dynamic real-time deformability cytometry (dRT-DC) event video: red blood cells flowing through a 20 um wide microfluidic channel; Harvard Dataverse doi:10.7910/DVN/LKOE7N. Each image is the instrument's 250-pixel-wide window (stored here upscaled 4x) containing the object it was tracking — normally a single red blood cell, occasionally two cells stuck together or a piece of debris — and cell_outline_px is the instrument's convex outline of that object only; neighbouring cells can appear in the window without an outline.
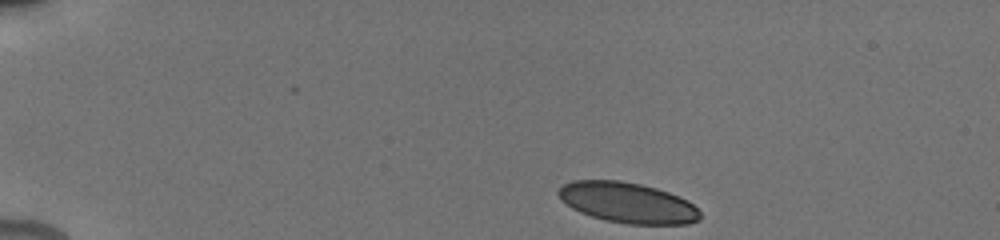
{"species": "human", "species_latin": "Homo sapiens", "temperature_condition": "cold", "stored_images_in_passage": 74, "camera_frame_rate_fps": 3000, "um_per_image_px": 0.085, "donor": {"sex": "male"}, "frame": {"image": 1, "passage_image": 1, "time_ms": 0.0, "image_size_px": [1000, 240], "cell_outline_px": [[700, 220], [688, 224], [628, 224], [604, 220], [580, 212], [572, 208], [556, 192], [564, 184], [572, 180], [620, 180], [640, 184], [656, 188], [668, 192], [688, 200], [700, 212]], "centroid_in_image_um": [53.37, 17.23], "position_along_channel_um": 31.6, "area_um2": 33.29}}
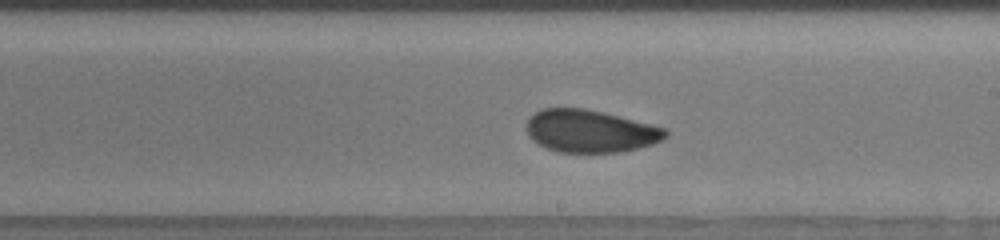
{"frame": {"image": 2, "passage_image": 61, "time_ms": 7.667, "image_size_px": [1000, 240], "cell_outline_px": [[668, 136], [652, 144], [620, 152], [556, 152], [544, 148], [532, 140], [528, 136], [528, 120], [540, 108], [584, 108], [664, 128], [668, 132]], "centroid_in_image_um": [50.12, 11.16], "position_along_channel_um": 238.9, "area_um2": 33.99}}
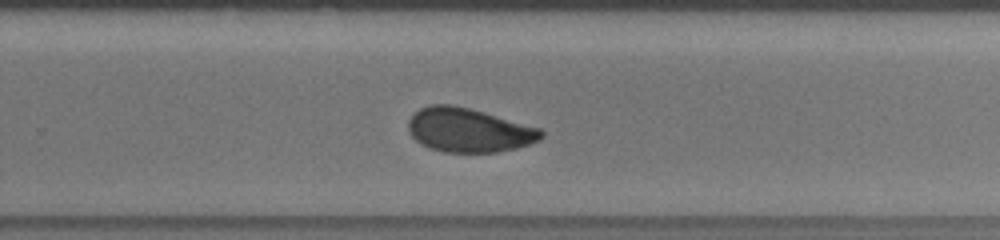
{"frame": {"image": 3, "passage_image": 73, "time_ms": 9.0, "image_size_px": [1000, 240], "cell_outline_px": [[544, 136], [540, 140], [516, 148], [496, 152], [444, 152], [428, 148], [420, 144], [408, 132], [408, 120], [420, 108], [428, 104], [452, 104], [468, 108], [540, 128], [544, 132]], "centroid_in_image_um": [39.81, 11.06], "position_along_channel_um": 290.0, "area_um2": 34.04}}